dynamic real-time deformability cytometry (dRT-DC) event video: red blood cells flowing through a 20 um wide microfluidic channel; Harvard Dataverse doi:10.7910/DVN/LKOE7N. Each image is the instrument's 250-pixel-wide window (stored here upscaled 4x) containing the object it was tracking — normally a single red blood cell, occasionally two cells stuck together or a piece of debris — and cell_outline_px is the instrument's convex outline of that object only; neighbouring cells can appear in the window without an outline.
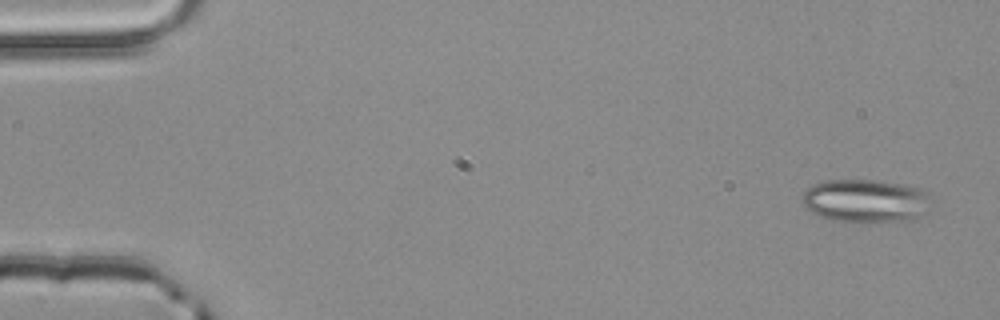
{"species": "common noctule bat (a hibernating species)", "species_latin": "Nyctalus noctula", "temperature_condition": "room temperature", "stored_images_in_passage": 5, "camera_frame_rate_fps": 3000, "um_per_image_px": 0.085, "animal": {"sex": "male", "body_mass_g": 20.4}, "frame": {"image": 1, "passage_image": 1, "time_ms": 0.0, "image_size_px": [1000, 320], "cell_outline_px": [[932, 196], [928, 212], [916, 220], [864, 224], [856, 224], [832, 220], [812, 212], [800, 200], [800, 196], [812, 184], [824, 180], [880, 180], [920, 188], [928, 192]], "centroid_in_image_um": [73.64, 17.1], "position_along_channel_um": 11.4, "area_um2": 33.7}}